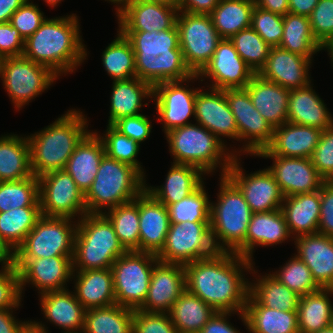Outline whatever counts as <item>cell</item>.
Returning <instances> with one entry per match:
<instances>
[{
	"label": "cell",
	"instance_id": "6da1fadb",
	"mask_svg": "<svg viewBox=\"0 0 333 333\" xmlns=\"http://www.w3.org/2000/svg\"><path fill=\"white\" fill-rule=\"evenodd\" d=\"M253 265L254 262L236 253L216 252L184 265L186 290L216 312L240 315L249 294V280L244 272L256 274Z\"/></svg>",
	"mask_w": 333,
	"mask_h": 333
},
{
	"label": "cell",
	"instance_id": "7a4b0ae2",
	"mask_svg": "<svg viewBox=\"0 0 333 333\" xmlns=\"http://www.w3.org/2000/svg\"><path fill=\"white\" fill-rule=\"evenodd\" d=\"M76 14L46 19L25 40L23 56L50 68L56 75L70 74L87 59Z\"/></svg>",
	"mask_w": 333,
	"mask_h": 333
},
{
	"label": "cell",
	"instance_id": "3957f363",
	"mask_svg": "<svg viewBox=\"0 0 333 333\" xmlns=\"http://www.w3.org/2000/svg\"><path fill=\"white\" fill-rule=\"evenodd\" d=\"M135 54L136 77L152 87L159 83L181 81L194 74L187 67L175 24L162 31H120Z\"/></svg>",
	"mask_w": 333,
	"mask_h": 333
},
{
	"label": "cell",
	"instance_id": "277c9868",
	"mask_svg": "<svg viewBox=\"0 0 333 333\" xmlns=\"http://www.w3.org/2000/svg\"><path fill=\"white\" fill-rule=\"evenodd\" d=\"M87 121L83 112L71 109L44 129L27 136L34 176L64 170L77 145L91 131L87 129Z\"/></svg>",
	"mask_w": 333,
	"mask_h": 333
},
{
	"label": "cell",
	"instance_id": "5b68a950",
	"mask_svg": "<svg viewBox=\"0 0 333 333\" xmlns=\"http://www.w3.org/2000/svg\"><path fill=\"white\" fill-rule=\"evenodd\" d=\"M220 176L217 202H211L210 233L217 252H232L245 257V237L252 210L239 188Z\"/></svg>",
	"mask_w": 333,
	"mask_h": 333
},
{
	"label": "cell",
	"instance_id": "8992f818",
	"mask_svg": "<svg viewBox=\"0 0 333 333\" xmlns=\"http://www.w3.org/2000/svg\"><path fill=\"white\" fill-rule=\"evenodd\" d=\"M165 137L173 163L194 166L207 175L219 167L224 176L238 156L237 150L227 149L217 136L198 123L170 130Z\"/></svg>",
	"mask_w": 333,
	"mask_h": 333
},
{
	"label": "cell",
	"instance_id": "52a82bcc",
	"mask_svg": "<svg viewBox=\"0 0 333 333\" xmlns=\"http://www.w3.org/2000/svg\"><path fill=\"white\" fill-rule=\"evenodd\" d=\"M145 179L136 168L105 154L91 187L84 194L87 213H104V209L133 201L145 190Z\"/></svg>",
	"mask_w": 333,
	"mask_h": 333
},
{
	"label": "cell",
	"instance_id": "ba28073f",
	"mask_svg": "<svg viewBox=\"0 0 333 333\" xmlns=\"http://www.w3.org/2000/svg\"><path fill=\"white\" fill-rule=\"evenodd\" d=\"M77 222L73 271L111 268L114 261L126 252L103 213H86Z\"/></svg>",
	"mask_w": 333,
	"mask_h": 333
},
{
	"label": "cell",
	"instance_id": "9c48e42d",
	"mask_svg": "<svg viewBox=\"0 0 333 333\" xmlns=\"http://www.w3.org/2000/svg\"><path fill=\"white\" fill-rule=\"evenodd\" d=\"M159 262L152 253L126 251L111 266L116 304L139 309L148 294L151 273Z\"/></svg>",
	"mask_w": 333,
	"mask_h": 333
},
{
	"label": "cell",
	"instance_id": "30bf717a",
	"mask_svg": "<svg viewBox=\"0 0 333 333\" xmlns=\"http://www.w3.org/2000/svg\"><path fill=\"white\" fill-rule=\"evenodd\" d=\"M67 217L41 216L15 251L14 259L73 256L78 222Z\"/></svg>",
	"mask_w": 333,
	"mask_h": 333
},
{
	"label": "cell",
	"instance_id": "8fae6325",
	"mask_svg": "<svg viewBox=\"0 0 333 333\" xmlns=\"http://www.w3.org/2000/svg\"><path fill=\"white\" fill-rule=\"evenodd\" d=\"M58 77L50 68L23 55L1 59L2 85L16 109H22L50 88Z\"/></svg>",
	"mask_w": 333,
	"mask_h": 333
},
{
	"label": "cell",
	"instance_id": "7c38bea8",
	"mask_svg": "<svg viewBox=\"0 0 333 333\" xmlns=\"http://www.w3.org/2000/svg\"><path fill=\"white\" fill-rule=\"evenodd\" d=\"M176 25L184 61L193 74H199L210 62L222 38L216 31L210 14L179 11Z\"/></svg>",
	"mask_w": 333,
	"mask_h": 333
},
{
	"label": "cell",
	"instance_id": "4fadbf2b",
	"mask_svg": "<svg viewBox=\"0 0 333 333\" xmlns=\"http://www.w3.org/2000/svg\"><path fill=\"white\" fill-rule=\"evenodd\" d=\"M210 222L170 223L162 250L156 255L163 263L188 264L213 256Z\"/></svg>",
	"mask_w": 333,
	"mask_h": 333
},
{
	"label": "cell",
	"instance_id": "5bb4252c",
	"mask_svg": "<svg viewBox=\"0 0 333 333\" xmlns=\"http://www.w3.org/2000/svg\"><path fill=\"white\" fill-rule=\"evenodd\" d=\"M41 214L77 220L86 213L84 193L65 170L52 171L38 177ZM78 214V215H77Z\"/></svg>",
	"mask_w": 333,
	"mask_h": 333
},
{
	"label": "cell",
	"instance_id": "9a60e30c",
	"mask_svg": "<svg viewBox=\"0 0 333 333\" xmlns=\"http://www.w3.org/2000/svg\"><path fill=\"white\" fill-rule=\"evenodd\" d=\"M225 95L236 120L238 141L246 142L239 149V156L242 151L254 156L271 143L274 128L254 107L246 88L226 89Z\"/></svg>",
	"mask_w": 333,
	"mask_h": 333
},
{
	"label": "cell",
	"instance_id": "2e32d148",
	"mask_svg": "<svg viewBox=\"0 0 333 333\" xmlns=\"http://www.w3.org/2000/svg\"><path fill=\"white\" fill-rule=\"evenodd\" d=\"M195 79L200 80L198 74L186 80L163 82L153 87V102L159 115L157 120L163 125L164 133L191 124L189 119L195 117V97L199 89H189L184 82Z\"/></svg>",
	"mask_w": 333,
	"mask_h": 333
},
{
	"label": "cell",
	"instance_id": "e0dca14e",
	"mask_svg": "<svg viewBox=\"0 0 333 333\" xmlns=\"http://www.w3.org/2000/svg\"><path fill=\"white\" fill-rule=\"evenodd\" d=\"M236 156L226 176L239 188L253 213L270 212L281 209L284 196L273 175L264 168L246 174ZM246 175V176H245Z\"/></svg>",
	"mask_w": 333,
	"mask_h": 333
},
{
	"label": "cell",
	"instance_id": "ac0fdd59",
	"mask_svg": "<svg viewBox=\"0 0 333 333\" xmlns=\"http://www.w3.org/2000/svg\"><path fill=\"white\" fill-rule=\"evenodd\" d=\"M255 156L273 159L272 166L267 169L275 178L284 197L317 191L325 182L312 164L311 158L271 155L266 149Z\"/></svg>",
	"mask_w": 333,
	"mask_h": 333
},
{
	"label": "cell",
	"instance_id": "d6986e66",
	"mask_svg": "<svg viewBox=\"0 0 333 333\" xmlns=\"http://www.w3.org/2000/svg\"><path fill=\"white\" fill-rule=\"evenodd\" d=\"M73 256H52L51 258L14 259V267L18 270L20 287L23 293L27 283L39 290V295L67 289L72 281Z\"/></svg>",
	"mask_w": 333,
	"mask_h": 333
},
{
	"label": "cell",
	"instance_id": "ffe728a7",
	"mask_svg": "<svg viewBox=\"0 0 333 333\" xmlns=\"http://www.w3.org/2000/svg\"><path fill=\"white\" fill-rule=\"evenodd\" d=\"M198 75L202 82L205 77L210 78V88L226 90L245 88L255 73L239 56L233 42L222 39L210 62Z\"/></svg>",
	"mask_w": 333,
	"mask_h": 333
},
{
	"label": "cell",
	"instance_id": "44dd1931",
	"mask_svg": "<svg viewBox=\"0 0 333 333\" xmlns=\"http://www.w3.org/2000/svg\"><path fill=\"white\" fill-rule=\"evenodd\" d=\"M185 289L184 265L159 261L152 270L147 297L138 310L168 313Z\"/></svg>",
	"mask_w": 333,
	"mask_h": 333
},
{
	"label": "cell",
	"instance_id": "7402d4cb",
	"mask_svg": "<svg viewBox=\"0 0 333 333\" xmlns=\"http://www.w3.org/2000/svg\"><path fill=\"white\" fill-rule=\"evenodd\" d=\"M199 88L195 97V117L198 124L217 136L238 141L236 120L226 99L225 90ZM211 90V91H210Z\"/></svg>",
	"mask_w": 333,
	"mask_h": 333
},
{
	"label": "cell",
	"instance_id": "603a6c76",
	"mask_svg": "<svg viewBox=\"0 0 333 333\" xmlns=\"http://www.w3.org/2000/svg\"><path fill=\"white\" fill-rule=\"evenodd\" d=\"M179 9L162 2L134 0L117 17L119 31L153 32L171 29Z\"/></svg>",
	"mask_w": 333,
	"mask_h": 333
},
{
	"label": "cell",
	"instance_id": "cb8c5ba5",
	"mask_svg": "<svg viewBox=\"0 0 333 333\" xmlns=\"http://www.w3.org/2000/svg\"><path fill=\"white\" fill-rule=\"evenodd\" d=\"M312 61L278 46L271 47L266 64L258 75L288 90L302 88L311 83L309 68Z\"/></svg>",
	"mask_w": 333,
	"mask_h": 333
},
{
	"label": "cell",
	"instance_id": "d4e9b609",
	"mask_svg": "<svg viewBox=\"0 0 333 333\" xmlns=\"http://www.w3.org/2000/svg\"><path fill=\"white\" fill-rule=\"evenodd\" d=\"M167 207L144 190L139 195V252L157 255L169 231Z\"/></svg>",
	"mask_w": 333,
	"mask_h": 333
},
{
	"label": "cell",
	"instance_id": "484cf974",
	"mask_svg": "<svg viewBox=\"0 0 333 333\" xmlns=\"http://www.w3.org/2000/svg\"><path fill=\"white\" fill-rule=\"evenodd\" d=\"M297 256L310 269L321 288H333V238L323 234L293 238Z\"/></svg>",
	"mask_w": 333,
	"mask_h": 333
},
{
	"label": "cell",
	"instance_id": "4316f807",
	"mask_svg": "<svg viewBox=\"0 0 333 333\" xmlns=\"http://www.w3.org/2000/svg\"><path fill=\"white\" fill-rule=\"evenodd\" d=\"M322 130L285 122L275 127L271 143L265 148L271 155L311 158Z\"/></svg>",
	"mask_w": 333,
	"mask_h": 333
},
{
	"label": "cell",
	"instance_id": "83f0119b",
	"mask_svg": "<svg viewBox=\"0 0 333 333\" xmlns=\"http://www.w3.org/2000/svg\"><path fill=\"white\" fill-rule=\"evenodd\" d=\"M45 320L62 328L63 333H76L84 329L86 309L76 299L74 292L63 289L40 295ZM65 330V331H64Z\"/></svg>",
	"mask_w": 333,
	"mask_h": 333
},
{
	"label": "cell",
	"instance_id": "f1b7e54d",
	"mask_svg": "<svg viewBox=\"0 0 333 333\" xmlns=\"http://www.w3.org/2000/svg\"><path fill=\"white\" fill-rule=\"evenodd\" d=\"M254 107L273 128L287 122L290 90L255 74L245 87Z\"/></svg>",
	"mask_w": 333,
	"mask_h": 333
},
{
	"label": "cell",
	"instance_id": "f546056e",
	"mask_svg": "<svg viewBox=\"0 0 333 333\" xmlns=\"http://www.w3.org/2000/svg\"><path fill=\"white\" fill-rule=\"evenodd\" d=\"M104 155V144L98 133L90 131L67 160L64 170L84 194L91 187Z\"/></svg>",
	"mask_w": 333,
	"mask_h": 333
},
{
	"label": "cell",
	"instance_id": "4dcf8cb0",
	"mask_svg": "<svg viewBox=\"0 0 333 333\" xmlns=\"http://www.w3.org/2000/svg\"><path fill=\"white\" fill-rule=\"evenodd\" d=\"M332 116L313 84L290 90L287 122L323 131L333 125Z\"/></svg>",
	"mask_w": 333,
	"mask_h": 333
},
{
	"label": "cell",
	"instance_id": "1f68e13d",
	"mask_svg": "<svg viewBox=\"0 0 333 333\" xmlns=\"http://www.w3.org/2000/svg\"><path fill=\"white\" fill-rule=\"evenodd\" d=\"M239 318L250 333H299L297 311L267 308L250 293Z\"/></svg>",
	"mask_w": 333,
	"mask_h": 333
},
{
	"label": "cell",
	"instance_id": "d6a6232c",
	"mask_svg": "<svg viewBox=\"0 0 333 333\" xmlns=\"http://www.w3.org/2000/svg\"><path fill=\"white\" fill-rule=\"evenodd\" d=\"M72 279L76 299L86 310L116 304L111 268L73 271Z\"/></svg>",
	"mask_w": 333,
	"mask_h": 333
},
{
	"label": "cell",
	"instance_id": "836d02e7",
	"mask_svg": "<svg viewBox=\"0 0 333 333\" xmlns=\"http://www.w3.org/2000/svg\"><path fill=\"white\" fill-rule=\"evenodd\" d=\"M320 202V189L311 193L284 197L281 210L292 241L300 235L318 232Z\"/></svg>",
	"mask_w": 333,
	"mask_h": 333
},
{
	"label": "cell",
	"instance_id": "e575fe53",
	"mask_svg": "<svg viewBox=\"0 0 333 333\" xmlns=\"http://www.w3.org/2000/svg\"><path fill=\"white\" fill-rule=\"evenodd\" d=\"M290 236L281 209L253 213L245 237V258L254 262L252 257L255 247L281 244L288 240Z\"/></svg>",
	"mask_w": 333,
	"mask_h": 333
},
{
	"label": "cell",
	"instance_id": "d590c367",
	"mask_svg": "<svg viewBox=\"0 0 333 333\" xmlns=\"http://www.w3.org/2000/svg\"><path fill=\"white\" fill-rule=\"evenodd\" d=\"M204 175L205 173L194 166L171 163L165 183L159 187L146 184L145 190L167 207L181 201L204 184Z\"/></svg>",
	"mask_w": 333,
	"mask_h": 333
},
{
	"label": "cell",
	"instance_id": "8d00e7d4",
	"mask_svg": "<svg viewBox=\"0 0 333 333\" xmlns=\"http://www.w3.org/2000/svg\"><path fill=\"white\" fill-rule=\"evenodd\" d=\"M146 98L153 99V87L149 83L137 77L113 81L108 124L113 125L121 118L142 114L139 112Z\"/></svg>",
	"mask_w": 333,
	"mask_h": 333
},
{
	"label": "cell",
	"instance_id": "74e56055",
	"mask_svg": "<svg viewBox=\"0 0 333 333\" xmlns=\"http://www.w3.org/2000/svg\"><path fill=\"white\" fill-rule=\"evenodd\" d=\"M30 146L27 136L5 134L0 137V182L32 177Z\"/></svg>",
	"mask_w": 333,
	"mask_h": 333
},
{
	"label": "cell",
	"instance_id": "f35d334b",
	"mask_svg": "<svg viewBox=\"0 0 333 333\" xmlns=\"http://www.w3.org/2000/svg\"><path fill=\"white\" fill-rule=\"evenodd\" d=\"M333 288L300 296L297 318L299 333H314L333 324Z\"/></svg>",
	"mask_w": 333,
	"mask_h": 333
},
{
	"label": "cell",
	"instance_id": "ab89813d",
	"mask_svg": "<svg viewBox=\"0 0 333 333\" xmlns=\"http://www.w3.org/2000/svg\"><path fill=\"white\" fill-rule=\"evenodd\" d=\"M168 314L179 333H199L216 311L185 289Z\"/></svg>",
	"mask_w": 333,
	"mask_h": 333
},
{
	"label": "cell",
	"instance_id": "60d3db41",
	"mask_svg": "<svg viewBox=\"0 0 333 333\" xmlns=\"http://www.w3.org/2000/svg\"><path fill=\"white\" fill-rule=\"evenodd\" d=\"M278 47L309 60H313L317 52L326 50L315 39L309 17L293 13L283 15V37Z\"/></svg>",
	"mask_w": 333,
	"mask_h": 333
},
{
	"label": "cell",
	"instance_id": "b9f144b4",
	"mask_svg": "<svg viewBox=\"0 0 333 333\" xmlns=\"http://www.w3.org/2000/svg\"><path fill=\"white\" fill-rule=\"evenodd\" d=\"M254 0H220L210 13L213 25L222 39H231L251 27Z\"/></svg>",
	"mask_w": 333,
	"mask_h": 333
},
{
	"label": "cell",
	"instance_id": "7bdbcfd3",
	"mask_svg": "<svg viewBox=\"0 0 333 333\" xmlns=\"http://www.w3.org/2000/svg\"><path fill=\"white\" fill-rule=\"evenodd\" d=\"M134 310L113 304L85 312V333H133Z\"/></svg>",
	"mask_w": 333,
	"mask_h": 333
},
{
	"label": "cell",
	"instance_id": "ee69618b",
	"mask_svg": "<svg viewBox=\"0 0 333 333\" xmlns=\"http://www.w3.org/2000/svg\"><path fill=\"white\" fill-rule=\"evenodd\" d=\"M260 277V278H259ZM259 278V279H258ZM249 281V293L263 306L281 311H297L300 296L271 273ZM255 281V282H254Z\"/></svg>",
	"mask_w": 333,
	"mask_h": 333
},
{
	"label": "cell",
	"instance_id": "f6af8a7d",
	"mask_svg": "<svg viewBox=\"0 0 333 333\" xmlns=\"http://www.w3.org/2000/svg\"><path fill=\"white\" fill-rule=\"evenodd\" d=\"M41 216V207H21L1 212L0 237L15 253Z\"/></svg>",
	"mask_w": 333,
	"mask_h": 333
},
{
	"label": "cell",
	"instance_id": "bcb514c9",
	"mask_svg": "<svg viewBox=\"0 0 333 333\" xmlns=\"http://www.w3.org/2000/svg\"><path fill=\"white\" fill-rule=\"evenodd\" d=\"M114 227L126 251H139V196L133 201L105 210L103 213Z\"/></svg>",
	"mask_w": 333,
	"mask_h": 333
},
{
	"label": "cell",
	"instance_id": "7dc6e473",
	"mask_svg": "<svg viewBox=\"0 0 333 333\" xmlns=\"http://www.w3.org/2000/svg\"><path fill=\"white\" fill-rule=\"evenodd\" d=\"M117 37L102 53V64L113 81L136 77L135 54L130 41L117 30Z\"/></svg>",
	"mask_w": 333,
	"mask_h": 333
},
{
	"label": "cell",
	"instance_id": "c3c4849f",
	"mask_svg": "<svg viewBox=\"0 0 333 333\" xmlns=\"http://www.w3.org/2000/svg\"><path fill=\"white\" fill-rule=\"evenodd\" d=\"M21 207H40L39 180L34 175L19 181L0 182V213Z\"/></svg>",
	"mask_w": 333,
	"mask_h": 333
},
{
	"label": "cell",
	"instance_id": "681fc988",
	"mask_svg": "<svg viewBox=\"0 0 333 333\" xmlns=\"http://www.w3.org/2000/svg\"><path fill=\"white\" fill-rule=\"evenodd\" d=\"M202 184L179 202L167 206L170 223L210 222L211 200Z\"/></svg>",
	"mask_w": 333,
	"mask_h": 333
},
{
	"label": "cell",
	"instance_id": "f907efd6",
	"mask_svg": "<svg viewBox=\"0 0 333 333\" xmlns=\"http://www.w3.org/2000/svg\"><path fill=\"white\" fill-rule=\"evenodd\" d=\"M230 40L239 56L255 74H258L266 64L271 46L251 27L239 31Z\"/></svg>",
	"mask_w": 333,
	"mask_h": 333
},
{
	"label": "cell",
	"instance_id": "816d5d0a",
	"mask_svg": "<svg viewBox=\"0 0 333 333\" xmlns=\"http://www.w3.org/2000/svg\"><path fill=\"white\" fill-rule=\"evenodd\" d=\"M98 135L104 144L105 154L108 157L126 163L136 168L144 177L146 176L141 163L136 159L140 151V144L138 142L125 136L113 125L109 124L107 125L105 134L103 133V136Z\"/></svg>",
	"mask_w": 333,
	"mask_h": 333
},
{
	"label": "cell",
	"instance_id": "f5cc1de1",
	"mask_svg": "<svg viewBox=\"0 0 333 333\" xmlns=\"http://www.w3.org/2000/svg\"><path fill=\"white\" fill-rule=\"evenodd\" d=\"M280 268L272 272V275L299 296L310 294L321 289L313 279L310 269L296 254Z\"/></svg>",
	"mask_w": 333,
	"mask_h": 333
},
{
	"label": "cell",
	"instance_id": "db71d44e",
	"mask_svg": "<svg viewBox=\"0 0 333 333\" xmlns=\"http://www.w3.org/2000/svg\"><path fill=\"white\" fill-rule=\"evenodd\" d=\"M251 28L271 47H277L283 37V15L254 6Z\"/></svg>",
	"mask_w": 333,
	"mask_h": 333
},
{
	"label": "cell",
	"instance_id": "11a10c76",
	"mask_svg": "<svg viewBox=\"0 0 333 333\" xmlns=\"http://www.w3.org/2000/svg\"><path fill=\"white\" fill-rule=\"evenodd\" d=\"M309 19L315 39L327 49L333 43V0H319Z\"/></svg>",
	"mask_w": 333,
	"mask_h": 333
},
{
	"label": "cell",
	"instance_id": "9f6ffc18",
	"mask_svg": "<svg viewBox=\"0 0 333 333\" xmlns=\"http://www.w3.org/2000/svg\"><path fill=\"white\" fill-rule=\"evenodd\" d=\"M44 13L39 6L32 1L27 0L11 16L10 24L15 27L21 37L26 40L31 36L46 20Z\"/></svg>",
	"mask_w": 333,
	"mask_h": 333
},
{
	"label": "cell",
	"instance_id": "6f0895ef",
	"mask_svg": "<svg viewBox=\"0 0 333 333\" xmlns=\"http://www.w3.org/2000/svg\"><path fill=\"white\" fill-rule=\"evenodd\" d=\"M311 161L325 181H333V125L322 131Z\"/></svg>",
	"mask_w": 333,
	"mask_h": 333
},
{
	"label": "cell",
	"instance_id": "680465c9",
	"mask_svg": "<svg viewBox=\"0 0 333 333\" xmlns=\"http://www.w3.org/2000/svg\"><path fill=\"white\" fill-rule=\"evenodd\" d=\"M133 333H179L168 313L134 310Z\"/></svg>",
	"mask_w": 333,
	"mask_h": 333
},
{
	"label": "cell",
	"instance_id": "91938a15",
	"mask_svg": "<svg viewBox=\"0 0 333 333\" xmlns=\"http://www.w3.org/2000/svg\"><path fill=\"white\" fill-rule=\"evenodd\" d=\"M21 301L22 292L18 270L14 266L0 270V309H18Z\"/></svg>",
	"mask_w": 333,
	"mask_h": 333
},
{
	"label": "cell",
	"instance_id": "94428289",
	"mask_svg": "<svg viewBox=\"0 0 333 333\" xmlns=\"http://www.w3.org/2000/svg\"><path fill=\"white\" fill-rule=\"evenodd\" d=\"M151 120L144 114L124 117L116 121L113 126L125 136L135 140L139 144L144 142L152 133Z\"/></svg>",
	"mask_w": 333,
	"mask_h": 333
},
{
	"label": "cell",
	"instance_id": "6125c7cd",
	"mask_svg": "<svg viewBox=\"0 0 333 333\" xmlns=\"http://www.w3.org/2000/svg\"><path fill=\"white\" fill-rule=\"evenodd\" d=\"M25 40L10 22L0 23V58L22 56Z\"/></svg>",
	"mask_w": 333,
	"mask_h": 333
},
{
	"label": "cell",
	"instance_id": "be15d7a7",
	"mask_svg": "<svg viewBox=\"0 0 333 333\" xmlns=\"http://www.w3.org/2000/svg\"><path fill=\"white\" fill-rule=\"evenodd\" d=\"M320 219L318 232L333 238V181H325L320 188Z\"/></svg>",
	"mask_w": 333,
	"mask_h": 333
},
{
	"label": "cell",
	"instance_id": "e7e4bbea",
	"mask_svg": "<svg viewBox=\"0 0 333 333\" xmlns=\"http://www.w3.org/2000/svg\"><path fill=\"white\" fill-rule=\"evenodd\" d=\"M233 312H216L199 333H240L228 319Z\"/></svg>",
	"mask_w": 333,
	"mask_h": 333
},
{
	"label": "cell",
	"instance_id": "03108f58",
	"mask_svg": "<svg viewBox=\"0 0 333 333\" xmlns=\"http://www.w3.org/2000/svg\"><path fill=\"white\" fill-rule=\"evenodd\" d=\"M220 0H178L179 11L191 14H210Z\"/></svg>",
	"mask_w": 333,
	"mask_h": 333
},
{
	"label": "cell",
	"instance_id": "003e7915",
	"mask_svg": "<svg viewBox=\"0 0 333 333\" xmlns=\"http://www.w3.org/2000/svg\"><path fill=\"white\" fill-rule=\"evenodd\" d=\"M14 309H0V333H20L26 321L13 316ZM19 320V321H18Z\"/></svg>",
	"mask_w": 333,
	"mask_h": 333
},
{
	"label": "cell",
	"instance_id": "a7ac6f4b",
	"mask_svg": "<svg viewBox=\"0 0 333 333\" xmlns=\"http://www.w3.org/2000/svg\"><path fill=\"white\" fill-rule=\"evenodd\" d=\"M254 1L256 6L269 12L285 15L289 11V0H254Z\"/></svg>",
	"mask_w": 333,
	"mask_h": 333
},
{
	"label": "cell",
	"instance_id": "89a4df30",
	"mask_svg": "<svg viewBox=\"0 0 333 333\" xmlns=\"http://www.w3.org/2000/svg\"><path fill=\"white\" fill-rule=\"evenodd\" d=\"M319 0H289L288 13L309 17Z\"/></svg>",
	"mask_w": 333,
	"mask_h": 333
},
{
	"label": "cell",
	"instance_id": "2644e50d",
	"mask_svg": "<svg viewBox=\"0 0 333 333\" xmlns=\"http://www.w3.org/2000/svg\"><path fill=\"white\" fill-rule=\"evenodd\" d=\"M27 0H0V23L9 22L11 16Z\"/></svg>",
	"mask_w": 333,
	"mask_h": 333
},
{
	"label": "cell",
	"instance_id": "8c879c8a",
	"mask_svg": "<svg viewBox=\"0 0 333 333\" xmlns=\"http://www.w3.org/2000/svg\"><path fill=\"white\" fill-rule=\"evenodd\" d=\"M0 264L1 270L8 269L14 266V252L0 237Z\"/></svg>",
	"mask_w": 333,
	"mask_h": 333
},
{
	"label": "cell",
	"instance_id": "753ad0ef",
	"mask_svg": "<svg viewBox=\"0 0 333 333\" xmlns=\"http://www.w3.org/2000/svg\"><path fill=\"white\" fill-rule=\"evenodd\" d=\"M47 328L48 327H45L44 323H41L39 321L37 322L35 320H28L24 323L20 333H47Z\"/></svg>",
	"mask_w": 333,
	"mask_h": 333
},
{
	"label": "cell",
	"instance_id": "34e18365",
	"mask_svg": "<svg viewBox=\"0 0 333 333\" xmlns=\"http://www.w3.org/2000/svg\"><path fill=\"white\" fill-rule=\"evenodd\" d=\"M112 2V4L116 5V16H118L127 6H129L134 0H105Z\"/></svg>",
	"mask_w": 333,
	"mask_h": 333
},
{
	"label": "cell",
	"instance_id": "11e5206c",
	"mask_svg": "<svg viewBox=\"0 0 333 333\" xmlns=\"http://www.w3.org/2000/svg\"><path fill=\"white\" fill-rule=\"evenodd\" d=\"M144 1H154V2H162L166 4H171L177 6L178 0H144Z\"/></svg>",
	"mask_w": 333,
	"mask_h": 333
},
{
	"label": "cell",
	"instance_id": "2a66077c",
	"mask_svg": "<svg viewBox=\"0 0 333 333\" xmlns=\"http://www.w3.org/2000/svg\"><path fill=\"white\" fill-rule=\"evenodd\" d=\"M31 1V0H30ZM45 1V3H47L49 6L51 7H56L57 5H59L58 3H60L63 0H43Z\"/></svg>",
	"mask_w": 333,
	"mask_h": 333
},
{
	"label": "cell",
	"instance_id": "b9fcfbb0",
	"mask_svg": "<svg viewBox=\"0 0 333 333\" xmlns=\"http://www.w3.org/2000/svg\"><path fill=\"white\" fill-rule=\"evenodd\" d=\"M314 333H333V324L329 327H326L320 331L314 332Z\"/></svg>",
	"mask_w": 333,
	"mask_h": 333
},
{
	"label": "cell",
	"instance_id": "09005b40",
	"mask_svg": "<svg viewBox=\"0 0 333 333\" xmlns=\"http://www.w3.org/2000/svg\"><path fill=\"white\" fill-rule=\"evenodd\" d=\"M327 52H328V55H329V57L331 59V63H333V43L327 48Z\"/></svg>",
	"mask_w": 333,
	"mask_h": 333
}]
</instances>
